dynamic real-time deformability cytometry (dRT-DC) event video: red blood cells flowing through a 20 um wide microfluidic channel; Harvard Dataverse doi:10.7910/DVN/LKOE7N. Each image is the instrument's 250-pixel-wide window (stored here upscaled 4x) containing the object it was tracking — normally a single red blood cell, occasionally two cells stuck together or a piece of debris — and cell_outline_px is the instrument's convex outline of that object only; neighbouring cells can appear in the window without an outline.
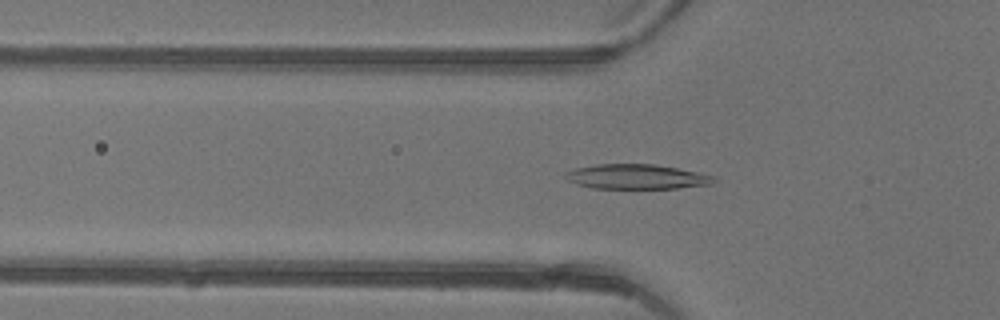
{"species": "common noctule bat (a hibernating species)", "species_latin": "Nyctalus noctula", "temperature_condition": "warm", "stored_images_in_passage": 46, "camera_frame_rate_fps": 3000, "um_per_image_px": 0.085, "animal": {"sex": "female"}, "frame": {"image": 1, "passage_image": 15, "time_ms": 4.667, "image_size_px": [1000, 320], "cell_outline_px": [[716, 180], [712, 184], [676, 188], [592, 188], [576, 184], [568, 180], [564, 176], [564, 172], [576, 168], [596, 164], [656, 164], [716, 176]], "centroid_in_image_um": [54.09, 15.02], "position_along_channel_um": 71.7, "area_um2": 21.39}}
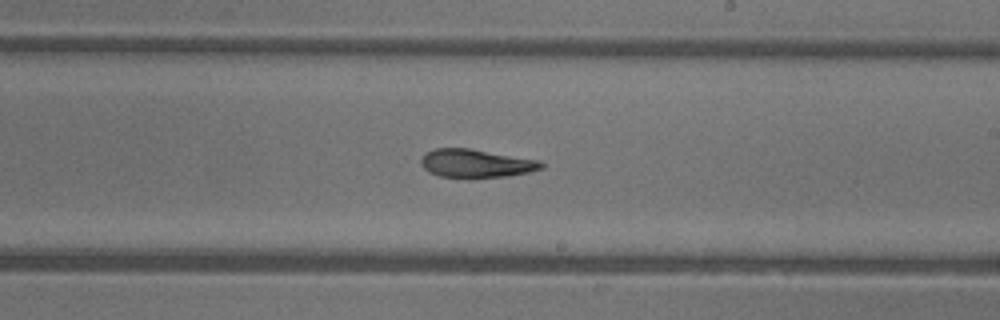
{"frame": {"image": 2, "passage_image": 27, "time_ms": 8.667, "image_size_px": [1000, 320], "cell_outline_px": [[544, 168], [528, 172], [508, 176], [472, 180], [468, 180], [440, 176], [428, 172], [420, 164], [420, 160], [424, 152], [436, 148], [468, 148], [540, 160], [544, 164]], "centroid_in_image_um": [40.43, 13.92], "position_along_channel_um": 248.6, "area_um2": 20.58}}
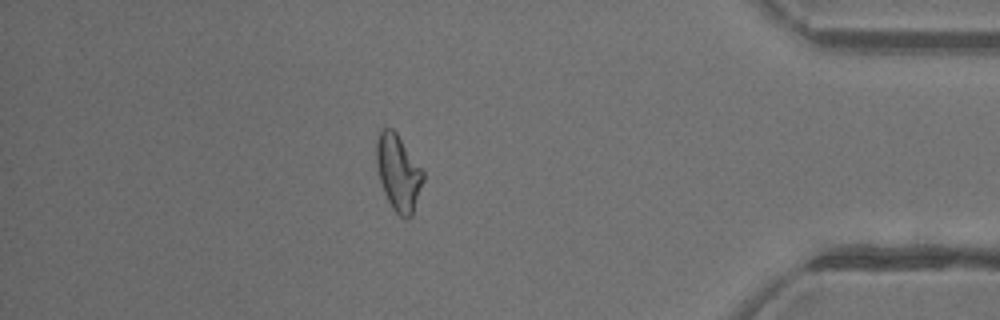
{"frame": {"image": 3, "passage_image": 40, "time_ms": 13.0, "image_size_px": [1000, 320], "cell_outline_px": [[424, 180], [412, 216], [408, 220], [404, 220], [392, 208], [384, 192], [376, 168], [376, 140], [380, 128], [392, 128], [396, 132], [424, 172]], "centroid_in_image_um": [33.85, 14.69], "position_along_channel_um": 401.4, "area_um2": 20.87}, "authors_computed_cell_mechanics": {"area_um2": 21.0681, "velocity_mm_per_s": 4.3998, "shape_relaxation_time_tau1_ms": null, "shape_relaxation_time_tau2_ms": 3.7191, "deformation_change_tau1": null, "deformation_change_tau2": 0.1239}}